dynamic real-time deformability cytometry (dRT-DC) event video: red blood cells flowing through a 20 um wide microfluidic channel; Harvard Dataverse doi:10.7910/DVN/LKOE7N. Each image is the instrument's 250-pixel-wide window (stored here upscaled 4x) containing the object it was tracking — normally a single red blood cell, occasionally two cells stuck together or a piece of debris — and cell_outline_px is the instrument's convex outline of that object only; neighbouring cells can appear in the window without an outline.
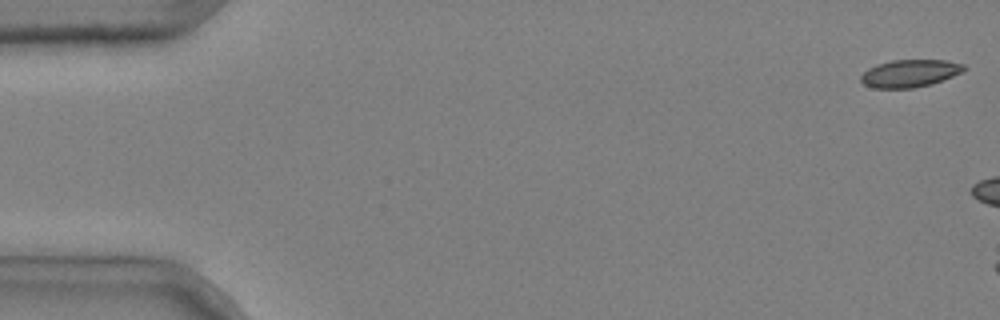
{"species": "common noctule bat (a hibernating species)", "species_latin": "Nyctalus noctula", "temperature_condition": "cold", "stored_images_in_passage": 6, "camera_frame_rate_fps": 3000, "um_per_image_px": 0.085, "animal": {"sex": "male", "body_mass_g": 20.4}, "frame": {"image": 1, "passage_image": 1, "time_ms": 0.0, "image_size_px": [1000, 320], "cell_outline_px": [[968, 68], [952, 76], [932, 84], [912, 88], [872, 88], [864, 84], [860, 80], [860, 76], [868, 68], [876, 64], [892, 60], [944, 60], [964, 64]], "centroid_in_image_um": [77.31, 6.23], "position_along_channel_um": 7.7, "area_um2": 16.53}}